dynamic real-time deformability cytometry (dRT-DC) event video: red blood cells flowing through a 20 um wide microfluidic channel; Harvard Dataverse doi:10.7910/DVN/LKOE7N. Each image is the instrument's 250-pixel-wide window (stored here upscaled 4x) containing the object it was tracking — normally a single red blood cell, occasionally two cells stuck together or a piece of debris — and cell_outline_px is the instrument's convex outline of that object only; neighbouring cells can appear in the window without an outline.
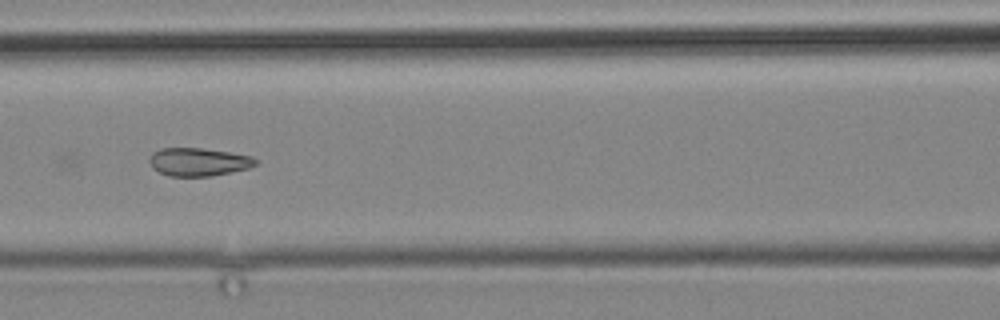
{"species": "common noctule bat (a hibernating species)", "species_latin": "Nyctalus noctula", "temperature_condition": "cold", "stored_images_in_passage": 7, "camera_frame_rate_fps": 3000, "um_per_image_px": 0.085, "animal": {"sex": "male", "body_mass_g": 19.2, "forearm_length_mm": 51.8}, "frame": {"image": 1, "passage_image": 4, "time_ms": 3.667, "image_size_px": [1000, 320], "cell_outline_px": [[256, 164], [248, 168], [212, 176], [168, 176], [152, 168], [148, 160], [152, 152], [160, 148], [200, 148], [228, 152], [252, 156], [256, 160]], "centroid_in_image_um": [16.82, 13.76], "position_along_channel_um": 149.8, "area_um2": 17.34}}
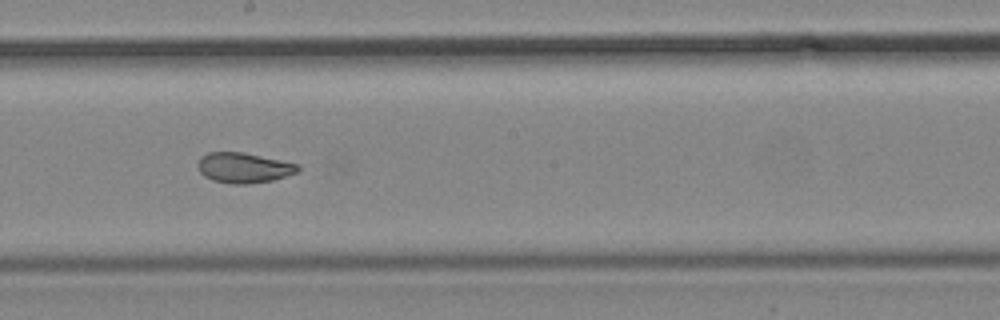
{"frame": {"image": 2, "passage_image": 6, "time_ms": 6.0, "image_size_px": [1000, 320], "cell_outline_px": [[300, 168], [296, 172], [272, 180], [244, 184], [232, 184], [212, 180], [204, 176], [200, 172], [196, 164], [200, 156], [208, 152], [244, 152], [300, 164]], "centroid_in_image_um": [20.68, 14.24], "position_along_channel_um": 227.5, "area_um2": 17.69}}
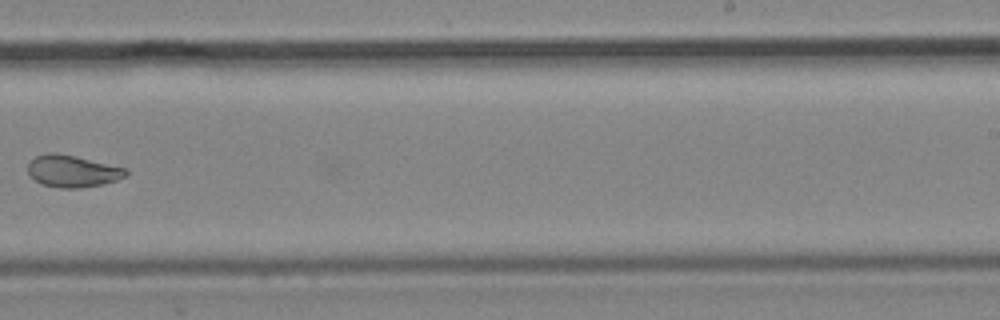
{"frame": {"image": 3, "passage_image": 7, "time_ms": 7.667, "image_size_px": [1000, 320], "cell_outline_px": [[128, 172], [124, 176], [116, 180], [104, 184], [80, 188], [60, 188], [44, 184], [36, 180], [28, 172], [28, 164], [36, 156], [48, 152], [56, 152], [76, 156], [128, 168]], "centroid_in_image_um": [6.19, 14.53], "position_along_channel_um": 282.8, "area_um2": 18.21}}